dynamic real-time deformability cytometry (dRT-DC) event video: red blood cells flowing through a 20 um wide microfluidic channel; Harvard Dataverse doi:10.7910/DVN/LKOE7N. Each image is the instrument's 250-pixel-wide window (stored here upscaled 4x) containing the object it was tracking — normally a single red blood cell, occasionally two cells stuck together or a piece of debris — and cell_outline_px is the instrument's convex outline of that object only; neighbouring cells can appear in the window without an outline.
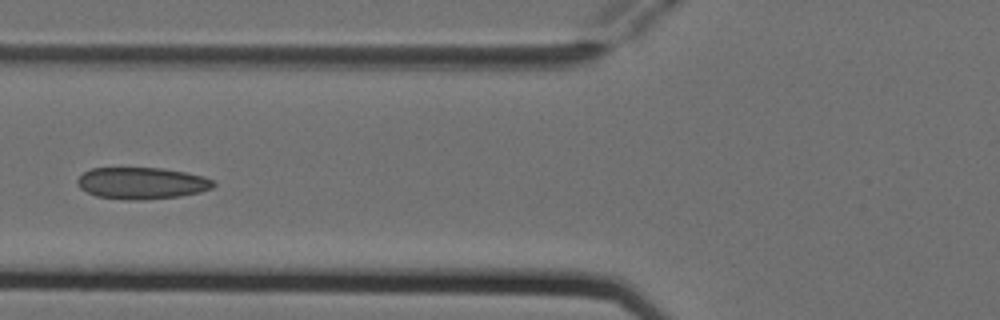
{"species": "Egyptian fruit bat (a non-hibernating species)", "species_latin": "Rousettus aegyptiacus", "temperature_condition": "cold", "stored_images_in_passage": 7, "camera_frame_rate_fps": 3000, "um_per_image_px": 0.085, "animal": {"sex": "female"}, "frame": {"image": 1, "passage_image": 6, "time_ms": 1.667, "image_size_px": [1000, 320], "cell_outline_px": [[216, 184], [212, 188], [200, 192], [180, 196], [144, 200], [128, 200], [96, 196], [80, 188], [76, 184], [76, 180], [84, 172], [92, 168], [164, 168], [204, 176], [216, 180]], "centroid_in_image_um": [12.08, 15.57], "position_along_channel_um": 113.7, "area_um2": 25.32}}
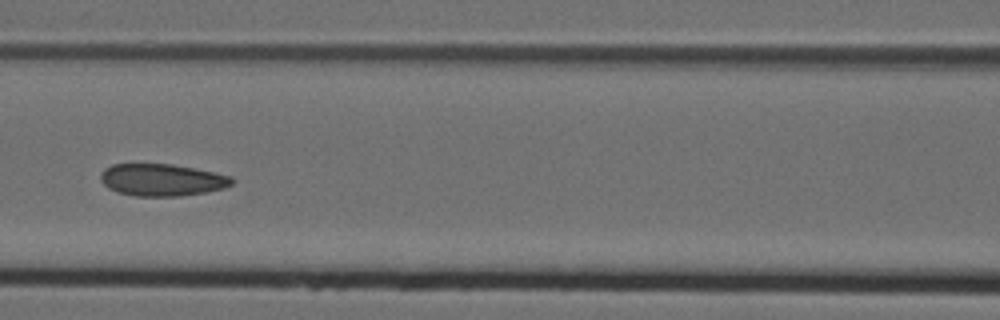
{"frame": {"image": 2, "passage_image": 7, "time_ms": 2.0, "image_size_px": [1000, 320], "cell_outline_px": [[236, 180], [232, 184], [224, 188], [204, 192], [180, 196], [136, 196], [116, 192], [108, 188], [100, 180], [100, 176], [104, 168], [112, 164], [172, 164], [232, 176]], "centroid_in_image_um": [13.75, 15.29], "position_along_channel_um": 152.9, "area_um2": 24.57}}